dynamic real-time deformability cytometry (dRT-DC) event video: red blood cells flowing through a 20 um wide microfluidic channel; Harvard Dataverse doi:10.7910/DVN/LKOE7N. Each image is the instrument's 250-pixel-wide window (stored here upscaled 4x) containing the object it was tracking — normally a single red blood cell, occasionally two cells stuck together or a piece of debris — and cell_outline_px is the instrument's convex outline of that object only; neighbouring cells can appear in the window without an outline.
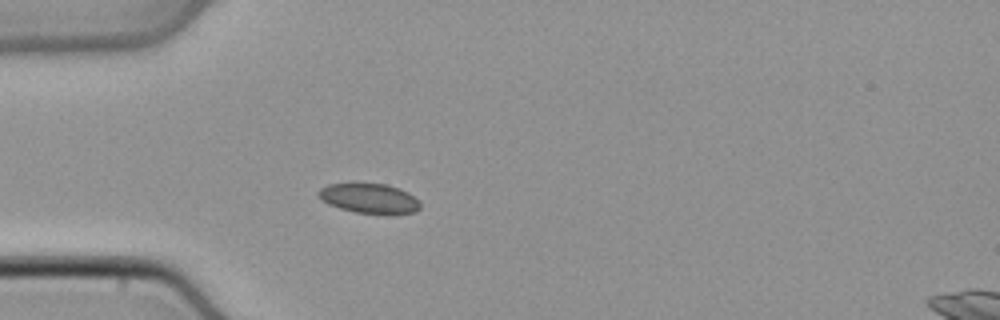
{"species": "common noctule bat (a hibernating species)", "species_latin": "Nyctalus noctula", "temperature_condition": "cold", "stored_images_in_passage": 11, "camera_frame_rate_fps": 3000, "um_per_image_px": 0.085, "animal": {"sex": "male", "body_mass_g": 21.5, "forearm_length_mm": 52.0}, "frame": {"image": 1, "passage_image": 1, "time_ms": 0.0, "image_size_px": [1000, 320], "cell_outline_px": [[420, 208], [416, 212], [356, 212], [340, 208], [328, 204], [320, 200], [316, 192], [320, 188], [328, 184], [352, 180], [384, 184], [400, 188], [408, 192], [420, 204]], "centroid_in_image_um": [31.26, 16.78], "position_along_channel_um": 53.7, "area_um2": 17.92}}
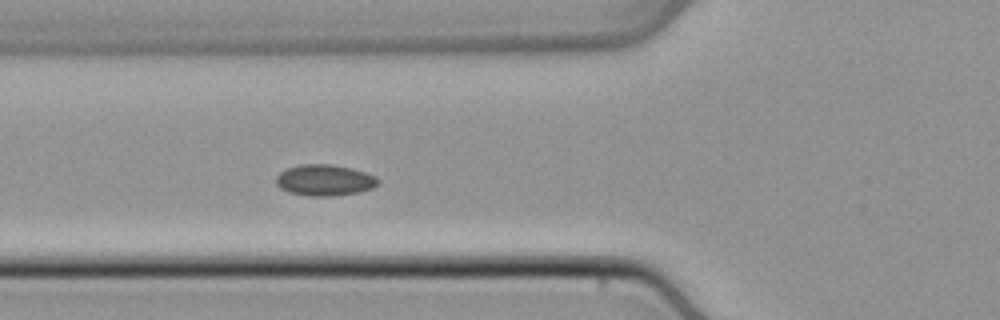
{"frame": {"image": 2, "passage_image": 5, "time_ms": 1.333, "image_size_px": [1000, 320], "cell_outline_px": [[380, 184], [372, 188], [360, 192], [336, 196], [308, 196], [288, 192], [280, 188], [276, 184], [276, 176], [280, 172], [288, 168], [300, 164], [328, 164], [352, 168], [376, 176], [380, 180]], "centroid_in_image_um": [27.61, 15.32], "position_along_channel_um": 98.2, "area_um2": 18.73}}
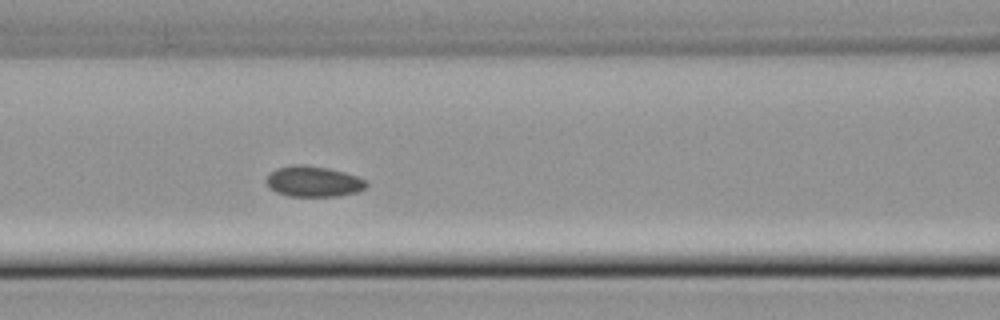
{"frame": {"image": 3, "passage_image": 8, "time_ms": 2.333, "image_size_px": [1000, 320], "cell_outline_px": [[260, 216], [252, 220], [168, 224], [128, 224], [120, 220], [120, 216], [132, 208], [244, 208]], "centroid_in_image_um": [15.76, 18.32], "position_along_channel_um": 150.8, "area_um2": 13.7}}